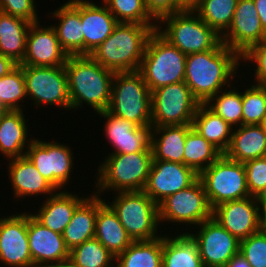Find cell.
Here are the masks:
<instances>
[{
  "mask_svg": "<svg viewBox=\"0 0 266 267\" xmlns=\"http://www.w3.org/2000/svg\"><path fill=\"white\" fill-rule=\"evenodd\" d=\"M23 112V110H6L0 118V153L7 160L24 156L34 140L28 137L30 130Z\"/></svg>",
  "mask_w": 266,
  "mask_h": 267,
  "instance_id": "484cf974",
  "label": "cell"
},
{
  "mask_svg": "<svg viewBox=\"0 0 266 267\" xmlns=\"http://www.w3.org/2000/svg\"><path fill=\"white\" fill-rule=\"evenodd\" d=\"M0 264L35 267L29 250L28 212L0 218Z\"/></svg>",
  "mask_w": 266,
  "mask_h": 267,
  "instance_id": "9a60e30c",
  "label": "cell"
},
{
  "mask_svg": "<svg viewBox=\"0 0 266 267\" xmlns=\"http://www.w3.org/2000/svg\"><path fill=\"white\" fill-rule=\"evenodd\" d=\"M0 111H6V109L0 103Z\"/></svg>",
  "mask_w": 266,
  "mask_h": 267,
  "instance_id": "11a10c76",
  "label": "cell"
},
{
  "mask_svg": "<svg viewBox=\"0 0 266 267\" xmlns=\"http://www.w3.org/2000/svg\"><path fill=\"white\" fill-rule=\"evenodd\" d=\"M239 252L252 267H266V234L258 231L240 240Z\"/></svg>",
  "mask_w": 266,
  "mask_h": 267,
  "instance_id": "b9f144b4",
  "label": "cell"
},
{
  "mask_svg": "<svg viewBox=\"0 0 266 267\" xmlns=\"http://www.w3.org/2000/svg\"><path fill=\"white\" fill-rule=\"evenodd\" d=\"M67 190H57L50 197H46L39 210L31 215L43 226L52 231L63 234L71 221L76 207L86 198Z\"/></svg>",
  "mask_w": 266,
  "mask_h": 267,
  "instance_id": "d4e9b609",
  "label": "cell"
},
{
  "mask_svg": "<svg viewBox=\"0 0 266 267\" xmlns=\"http://www.w3.org/2000/svg\"><path fill=\"white\" fill-rule=\"evenodd\" d=\"M104 118L105 137L113 147L112 153L127 154L152 151L151 127H139L131 121L117 117L107 110L96 113Z\"/></svg>",
  "mask_w": 266,
  "mask_h": 267,
  "instance_id": "ffe728a7",
  "label": "cell"
},
{
  "mask_svg": "<svg viewBox=\"0 0 266 267\" xmlns=\"http://www.w3.org/2000/svg\"><path fill=\"white\" fill-rule=\"evenodd\" d=\"M25 155L39 173L57 190H66L75 167L71 147L60 142L41 141L38 138L30 143Z\"/></svg>",
  "mask_w": 266,
  "mask_h": 267,
  "instance_id": "4fadbf2b",
  "label": "cell"
},
{
  "mask_svg": "<svg viewBox=\"0 0 266 267\" xmlns=\"http://www.w3.org/2000/svg\"><path fill=\"white\" fill-rule=\"evenodd\" d=\"M156 31L186 55L213 50L222 42L221 37L190 9L162 17Z\"/></svg>",
  "mask_w": 266,
  "mask_h": 267,
  "instance_id": "5b68a950",
  "label": "cell"
},
{
  "mask_svg": "<svg viewBox=\"0 0 266 267\" xmlns=\"http://www.w3.org/2000/svg\"><path fill=\"white\" fill-rule=\"evenodd\" d=\"M107 111L139 127H152L151 91L139 71L115 73Z\"/></svg>",
  "mask_w": 266,
  "mask_h": 267,
  "instance_id": "8992f818",
  "label": "cell"
},
{
  "mask_svg": "<svg viewBox=\"0 0 266 267\" xmlns=\"http://www.w3.org/2000/svg\"><path fill=\"white\" fill-rule=\"evenodd\" d=\"M258 12L261 25L266 31V0H253Z\"/></svg>",
  "mask_w": 266,
  "mask_h": 267,
  "instance_id": "f907efd6",
  "label": "cell"
},
{
  "mask_svg": "<svg viewBox=\"0 0 266 267\" xmlns=\"http://www.w3.org/2000/svg\"><path fill=\"white\" fill-rule=\"evenodd\" d=\"M200 104L185 82L157 88L151 92L152 127L192 124Z\"/></svg>",
  "mask_w": 266,
  "mask_h": 267,
  "instance_id": "30bf717a",
  "label": "cell"
},
{
  "mask_svg": "<svg viewBox=\"0 0 266 267\" xmlns=\"http://www.w3.org/2000/svg\"><path fill=\"white\" fill-rule=\"evenodd\" d=\"M230 88V89H229ZM228 87L211 97L205 105L216 115L222 117L233 128L242 125V91ZM235 126V127H234Z\"/></svg>",
  "mask_w": 266,
  "mask_h": 267,
  "instance_id": "8d00e7d4",
  "label": "cell"
},
{
  "mask_svg": "<svg viewBox=\"0 0 266 267\" xmlns=\"http://www.w3.org/2000/svg\"><path fill=\"white\" fill-rule=\"evenodd\" d=\"M211 208L224 202L249 197L246 170L243 163L222 154L199 174Z\"/></svg>",
  "mask_w": 266,
  "mask_h": 267,
  "instance_id": "9c48e42d",
  "label": "cell"
},
{
  "mask_svg": "<svg viewBox=\"0 0 266 267\" xmlns=\"http://www.w3.org/2000/svg\"><path fill=\"white\" fill-rule=\"evenodd\" d=\"M201 0H179V6L181 9L193 10Z\"/></svg>",
  "mask_w": 266,
  "mask_h": 267,
  "instance_id": "816d5d0a",
  "label": "cell"
},
{
  "mask_svg": "<svg viewBox=\"0 0 266 267\" xmlns=\"http://www.w3.org/2000/svg\"><path fill=\"white\" fill-rule=\"evenodd\" d=\"M68 57L69 55L61 47L57 33L51 25L42 26L40 21L30 25L26 37V53L19 65L64 66Z\"/></svg>",
  "mask_w": 266,
  "mask_h": 267,
  "instance_id": "ac0fdd59",
  "label": "cell"
},
{
  "mask_svg": "<svg viewBox=\"0 0 266 267\" xmlns=\"http://www.w3.org/2000/svg\"><path fill=\"white\" fill-rule=\"evenodd\" d=\"M76 207L71 221L63 232L69 250L94 238L98 208L105 202L100 195L92 194Z\"/></svg>",
  "mask_w": 266,
  "mask_h": 267,
  "instance_id": "4316f807",
  "label": "cell"
},
{
  "mask_svg": "<svg viewBox=\"0 0 266 267\" xmlns=\"http://www.w3.org/2000/svg\"><path fill=\"white\" fill-rule=\"evenodd\" d=\"M47 267H77V266H75L70 260H67L65 262H60Z\"/></svg>",
  "mask_w": 266,
  "mask_h": 267,
  "instance_id": "f5cc1de1",
  "label": "cell"
},
{
  "mask_svg": "<svg viewBox=\"0 0 266 267\" xmlns=\"http://www.w3.org/2000/svg\"><path fill=\"white\" fill-rule=\"evenodd\" d=\"M118 22L157 26L146 9L145 0H102ZM155 21V22H153Z\"/></svg>",
  "mask_w": 266,
  "mask_h": 267,
  "instance_id": "ab89813d",
  "label": "cell"
},
{
  "mask_svg": "<svg viewBox=\"0 0 266 267\" xmlns=\"http://www.w3.org/2000/svg\"><path fill=\"white\" fill-rule=\"evenodd\" d=\"M26 95L34 106L55 105L71 110L65 66L36 67L23 65Z\"/></svg>",
  "mask_w": 266,
  "mask_h": 267,
  "instance_id": "7c38bea8",
  "label": "cell"
},
{
  "mask_svg": "<svg viewBox=\"0 0 266 267\" xmlns=\"http://www.w3.org/2000/svg\"><path fill=\"white\" fill-rule=\"evenodd\" d=\"M192 124L151 127L153 160L183 164L184 146Z\"/></svg>",
  "mask_w": 266,
  "mask_h": 267,
  "instance_id": "83f0119b",
  "label": "cell"
},
{
  "mask_svg": "<svg viewBox=\"0 0 266 267\" xmlns=\"http://www.w3.org/2000/svg\"><path fill=\"white\" fill-rule=\"evenodd\" d=\"M81 23L84 34V55H90L112 34L119 22L103 2L100 6L92 0H81Z\"/></svg>",
  "mask_w": 266,
  "mask_h": 267,
  "instance_id": "cb8c5ba5",
  "label": "cell"
},
{
  "mask_svg": "<svg viewBox=\"0 0 266 267\" xmlns=\"http://www.w3.org/2000/svg\"><path fill=\"white\" fill-rule=\"evenodd\" d=\"M7 161L8 178L10 179L13 197L15 199L37 197L42 194L50 197L57 191V189L39 173L26 155Z\"/></svg>",
  "mask_w": 266,
  "mask_h": 267,
  "instance_id": "603a6c76",
  "label": "cell"
},
{
  "mask_svg": "<svg viewBox=\"0 0 266 267\" xmlns=\"http://www.w3.org/2000/svg\"><path fill=\"white\" fill-rule=\"evenodd\" d=\"M18 65L13 59L0 53V78L9 74Z\"/></svg>",
  "mask_w": 266,
  "mask_h": 267,
  "instance_id": "7dc6e473",
  "label": "cell"
},
{
  "mask_svg": "<svg viewBox=\"0 0 266 267\" xmlns=\"http://www.w3.org/2000/svg\"><path fill=\"white\" fill-rule=\"evenodd\" d=\"M64 66L71 110H79L83 103L96 113L107 110L115 72L104 68L90 55L69 56Z\"/></svg>",
  "mask_w": 266,
  "mask_h": 267,
  "instance_id": "7a4b0ae2",
  "label": "cell"
},
{
  "mask_svg": "<svg viewBox=\"0 0 266 267\" xmlns=\"http://www.w3.org/2000/svg\"><path fill=\"white\" fill-rule=\"evenodd\" d=\"M50 18L58 20L51 25L61 47L69 56L84 55V34L81 23V0H68L53 10Z\"/></svg>",
  "mask_w": 266,
  "mask_h": 267,
  "instance_id": "7402d4cb",
  "label": "cell"
},
{
  "mask_svg": "<svg viewBox=\"0 0 266 267\" xmlns=\"http://www.w3.org/2000/svg\"><path fill=\"white\" fill-rule=\"evenodd\" d=\"M240 63L241 56L221 42L213 50L186 56L184 82L193 96L205 104L225 87L233 86Z\"/></svg>",
  "mask_w": 266,
  "mask_h": 267,
  "instance_id": "6da1fadb",
  "label": "cell"
},
{
  "mask_svg": "<svg viewBox=\"0 0 266 267\" xmlns=\"http://www.w3.org/2000/svg\"><path fill=\"white\" fill-rule=\"evenodd\" d=\"M243 164L250 196L255 198L266 196V156L246 161Z\"/></svg>",
  "mask_w": 266,
  "mask_h": 267,
  "instance_id": "7bdbcfd3",
  "label": "cell"
},
{
  "mask_svg": "<svg viewBox=\"0 0 266 267\" xmlns=\"http://www.w3.org/2000/svg\"><path fill=\"white\" fill-rule=\"evenodd\" d=\"M262 127H263V129H264V132L266 133V117H265V119L263 120V122H262Z\"/></svg>",
  "mask_w": 266,
  "mask_h": 267,
  "instance_id": "db71d44e",
  "label": "cell"
},
{
  "mask_svg": "<svg viewBox=\"0 0 266 267\" xmlns=\"http://www.w3.org/2000/svg\"><path fill=\"white\" fill-rule=\"evenodd\" d=\"M259 231L266 234V196L258 198Z\"/></svg>",
  "mask_w": 266,
  "mask_h": 267,
  "instance_id": "c3c4849f",
  "label": "cell"
},
{
  "mask_svg": "<svg viewBox=\"0 0 266 267\" xmlns=\"http://www.w3.org/2000/svg\"><path fill=\"white\" fill-rule=\"evenodd\" d=\"M212 218L239 241L259 231L258 198L246 197L219 204Z\"/></svg>",
  "mask_w": 266,
  "mask_h": 267,
  "instance_id": "d6986e66",
  "label": "cell"
},
{
  "mask_svg": "<svg viewBox=\"0 0 266 267\" xmlns=\"http://www.w3.org/2000/svg\"><path fill=\"white\" fill-rule=\"evenodd\" d=\"M222 154L193 127L189 130L184 146L183 164L198 175Z\"/></svg>",
  "mask_w": 266,
  "mask_h": 267,
  "instance_id": "e575fe53",
  "label": "cell"
},
{
  "mask_svg": "<svg viewBox=\"0 0 266 267\" xmlns=\"http://www.w3.org/2000/svg\"><path fill=\"white\" fill-rule=\"evenodd\" d=\"M69 260L77 267H115L116 258L92 238L70 250Z\"/></svg>",
  "mask_w": 266,
  "mask_h": 267,
  "instance_id": "74e56055",
  "label": "cell"
},
{
  "mask_svg": "<svg viewBox=\"0 0 266 267\" xmlns=\"http://www.w3.org/2000/svg\"><path fill=\"white\" fill-rule=\"evenodd\" d=\"M238 0H201L193 9L220 37L228 30Z\"/></svg>",
  "mask_w": 266,
  "mask_h": 267,
  "instance_id": "d590c367",
  "label": "cell"
},
{
  "mask_svg": "<svg viewBox=\"0 0 266 267\" xmlns=\"http://www.w3.org/2000/svg\"><path fill=\"white\" fill-rule=\"evenodd\" d=\"M31 24L0 11V53L20 64L26 53V37Z\"/></svg>",
  "mask_w": 266,
  "mask_h": 267,
  "instance_id": "d6a6232c",
  "label": "cell"
},
{
  "mask_svg": "<svg viewBox=\"0 0 266 267\" xmlns=\"http://www.w3.org/2000/svg\"><path fill=\"white\" fill-rule=\"evenodd\" d=\"M24 98L29 100L26 99L23 65H18L0 78V103L6 110H24Z\"/></svg>",
  "mask_w": 266,
  "mask_h": 267,
  "instance_id": "f35d334b",
  "label": "cell"
},
{
  "mask_svg": "<svg viewBox=\"0 0 266 267\" xmlns=\"http://www.w3.org/2000/svg\"><path fill=\"white\" fill-rule=\"evenodd\" d=\"M94 238L115 258L133 242L116 213L106 202L98 208Z\"/></svg>",
  "mask_w": 266,
  "mask_h": 267,
  "instance_id": "f546056e",
  "label": "cell"
},
{
  "mask_svg": "<svg viewBox=\"0 0 266 267\" xmlns=\"http://www.w3.org/2000/svg\"><path fill=\"white\" fill-rule=\"evenodd\" d=\"M159 222L197 227L212 218L204 185L199 177L187 188L167 196L158 204ZM190 227V228H189Z\"/></svg>",
  "mask_w": 266,
  "mask_h": 267,
  "instance_id": "8fae6325",
  "label": "cell"
},
{
  "mask_svg": "<svg viewBox=\"0 0 266 267\" xmlns=\"http://www.w3.org/2000/svg\"><path fill=\"white\" fill-rule=\"evenodd\" d=\"M244 60V61H243ZM242 62H251L255 65L254 84L258 86L266 85V40L250 47L243 55H241Z\"/></svg>",
  "mask_w": 266,
  "mask_h": 267,
  "instance_id": "ee69618b",
  "label": "cell"
},
{
  "mask_svg": "<svg viewBox=\"0 0 266 267\" xmlns=\"http://www.w3.org/2000/svg\"><path fill=\"white\" fill-rule=\"evenodd\" d=\"M197 229L195 233H187L196 242L204 267H224L239 252L240 241L213 218L199 224Z\"/></svg>",
  "mask_w": 266,
  "mask_h": 267,
  "instance_id": "5bb4252c",
  "label": "cell"
},
{
  "mask_svg": "<svg viewBox=\"0 0 266 267\" xmlns=\"http://www.w3.org/2000/svg\"><path fill=\"white\" fill-rule=\"evenodd\" d=\"M266 40L253 0H238L232 22L221 41L240 56L250 47Z\"/></svg>",
  "mask_w": 266,
  "mask_h": 267,
  "instance_id": "2e32d148",
  "label": "cell"
},
{
  "mask_svg": "<svg viewBox=\"0 0 266 267\" xmlns=\"http://www.w3.org/2000/svg\"><path fill=\"white\" fill-rule=\"evenodd\" d=\"M163 235L149 241H133L119 254L115 267H162Z\"/></svg>",
  "mask_w": 266,
  "mask_h": 267,
  "instance_id": "836d02e7",
  "label": "cell"
},
{
  "mask_svg": "<svg viewBox=\"0 0 266 267\" xmlns=\"http://www.w3.org/2000/svg\"><path fill=\"white\" fill-rule=\"evenodd\" d=\"M157 26L119 22L90 56L115 73L138 71L149 36Z\"/></svg>",
  "mask_w": 266,
  "mask_h": 267,
  "instance_id": "3957f363",
  "label": "cell"
},
{
  "mask_svg": "<svg viewBox=\"0 0 266 267\" xmlns=\"http://www.w3.org/2000/svg\"><path fill=\"white\" fill-rule=\"evenodd\" d=\"M0 11L31 23L39 22L34 0H0Z\"/></svg>",
  "mask_w": 266,
  "mask_h": 267,
  "instance_id": "f6af8a7d",
  "label": "cell"
},
{
  "mask_svg": "<svg viewBox=\"0 0 266 267\" xmlns=\"http://www.w3.org/2000/svg\"><path fill=\"white\" fill-rule=\"evenodd\" d=\"M192 126L221 154L226 153L231 143L233 127L222 117L216 115L205 104H200Z\"/></svg>",
  "mask_w": 266,
  "mask_h": 267,
  "instance_id": "1f68e13d",
  "label": "cell"
},
{
  "mask_svg": "<svg viewBox=\"0 0 266 267\" xmlns=\"http://www.w3.org/2000/svg\"><path fill=\"white\" fill-rule=\"evenodd\" d=\"M114 200H104L116 213L122 226L132 241L156 239L159 225L158 204L142 191H123L114 193Z\"/></svg>",
  "mask_w": 266,
  "mask_h": 267,
  "instance_id": "52a82bcc",
  "label": "cell"
},
{
  "mask_svg": "<svg viewBox=\"0 0 266 267\" xmlns=\"http://www.w3.org/2000/svg\"><path fill=\"white\" fill-rule=\"evenodd\" d=\"M186 56L155 30L148 38L138 71L151 92L162 86L184 82Z\"/></svg>",
  "mask_w": 266,
  "mask_h": 267,
  "instance_id": "ba28073f",
  "label": "cell"
},
{
  "mask_svg": "<svg viewBox=\"0 0 266 267\" xmlns=\"http://www.w3.org/2000/svg\"><path fill=\"white\" fill-rule=\"evenodd\" d=\"M3 112H5V111H0V118H1Z\"/></svg>",
  "mask_w": 266,
  "mask_h": 267,
  "instance_id": "9f6ffc18",
  "label": "cell"
},
{
  "mask_svg": "<svg viewBox=\"0 0 266 267\" xmlns=\"http://www.w3.org/2000/svg\"><path fill=\"white\" fill-rule=\"evenodd\" d=\"M225 155L240 163L265 157L266 133L262 125H241L234 128L231 143Z\"/></svg>",
  "mask_w": 266,
  "mask_h": 267,
  "instance_id": "f1b7e54d",
  "label": "cell"
},
{
  "mask_svg": "<svg viewBox=\"0 0 266 267\" xmlns=\"http://www.w3.org/2000/svg\"><path fill=\"white\" fill-rule=\"evenodd\" d=\"M28 239L35 267H47L69 260L70 250L63 235L50 230L28 213Z\"/></svg>",
  "mask_w": 266,
  "mask_h": 267,
  "instance_id": "44dd1931",
  "label": "cell"
},
{
  "mask_svg": "<svg viewBox=\"0 0 266 267\" xmlns=\"http://www.w3.org/2000/svg\"><path fill=\"white\" fill-rule=\"evenodd\" d=\"M98 166L93 193L142 191L148 180L153 161L152 151L108 154Z\"/></svg>",
  "mask_w": 266,
  "mask_h": 267,
  "instance_id": "277c9868",
  "label": "cell"
},
{
  "mask_svg": "<svg viewBox=\"0 0 266 267\" xmlns=\"http://www.w3.org/2000/svg\"><path fill=\"white\" fill-rule=\"evenodd\" d=\"M175 234L163 235L162 267H204L196 242L187 231Z\"/></svg>",
  "mask_w": 266,
  "mask_h": 267,
  "instance_id": "4dcf8cb0",
  "label": "cell"
},
{
  "mask_svg": "<svg viewBox=\"0 0 266 267\" xmlns=\"http://www.w3.org/2000/svg\"><path fill=\"white\" fill-rule=\"evenodd\" d=\"M199 175L178 162L153 160L144 192L156 204L167 196L189 187Z\"/></svg>",
  "mask_w": 266,
  "mask_h": 267,
  "instance_id": "e0dca14e",
  "label": "cell"
},
{
  "mask_svg": "<svg viewBox=\"0 0 266 267\" xmlns=\"http://www.w3.org/2000/svg\"><path fill=\"white\" fill-rule=\"evenodd\" d=\"M146 9L158 22L162 17L182 10L179 0H145Z\"/></svg>",
  "mask_w": 266,
  "mask_h": 267,
  "instance_id": "bcb514c9",
  "label": "cell"
},
{
  "mask_svg": "<svg viewBox=\"0 0 266 267\" xmlns=\"http://www.w3.org/2000/svg\"><path fill=\"white\" fill-rule=\"evenodd\" d=\"M266 117V87L251 84L242 92V125L262 124Z\"/></svg>",
  "mask_w": 266,
  "mask_h": 267,
  "instance_id": "60d3db41",
  "label": "cell"
},
{
  "mask_svg": "<svg viewBox=\"0 0 266 267\" xmlns=\"http://www.w3.org/2000/svg\"><path fill=\"white\" fill-rule=\"evenodd\" d=\"M224 267H252L246 258L241 255L240 252L235 254L231 259L224 265Z\"/></svg>",
  "mask_w": 266,
  "mask_h": 267,
  "instance_id": "681fc988",
  "label": "cell"
}]
</instances>
